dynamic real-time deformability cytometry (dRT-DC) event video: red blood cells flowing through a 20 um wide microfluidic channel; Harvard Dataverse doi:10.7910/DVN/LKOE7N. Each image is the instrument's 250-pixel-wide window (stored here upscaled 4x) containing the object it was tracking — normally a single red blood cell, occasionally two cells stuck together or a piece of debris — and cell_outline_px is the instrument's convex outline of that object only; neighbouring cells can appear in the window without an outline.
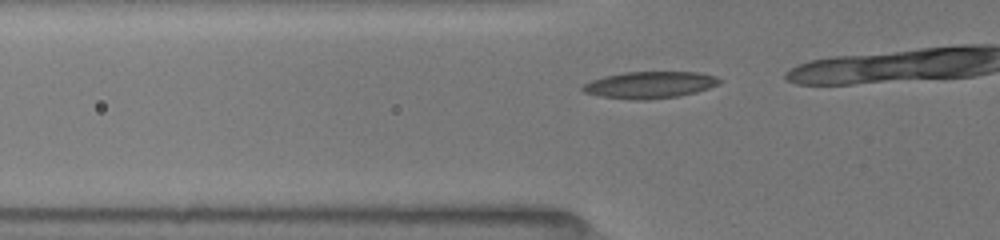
{"species": "common noctule bat (a hibernating species)", "species_latin": "Nyctalus noctula", "temperature_condition": "room temperature", "stored_images_in_passage": 7, "camera_frame_rate_fps": 3000, "um_per_image_px": 0.085, "animal": {"sex": "female", "body_mass_g": 19.5, "forearm_length_mm": 54.1}, "frame": {"image": 1, "passage_image": 4, "time_ms": 1.0, "image_size_px": [1000, 240], "cell_outline_px": [[724, 80], [720, 84], [696, 92], [680, 96], [648, 100], [632, 100], [600, 96], [584, 92], [580, 88], [584, 84], [592, 80], [604, 76], [624, 72], [700, 72], [716, 76]], "centroid_in_image_um": [55.27, 7.21], "position_along_channel_um": 70.5, "area_um2": 21.56}}